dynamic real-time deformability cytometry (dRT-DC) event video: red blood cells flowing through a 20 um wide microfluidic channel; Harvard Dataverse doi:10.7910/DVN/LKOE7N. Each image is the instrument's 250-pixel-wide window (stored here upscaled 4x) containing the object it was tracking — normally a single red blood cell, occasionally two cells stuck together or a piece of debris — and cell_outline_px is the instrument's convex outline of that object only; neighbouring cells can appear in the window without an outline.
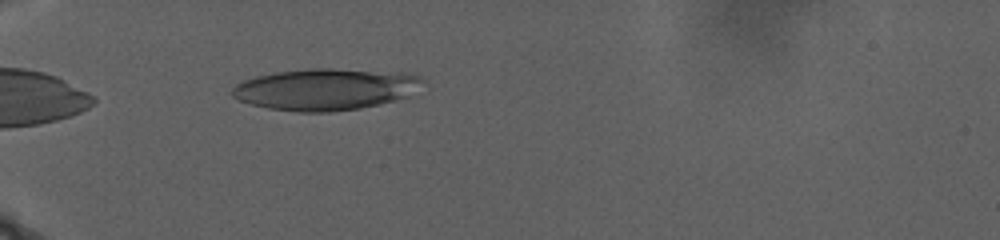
{"species": "human", "species_latin": "Homo sapiens", "temperature_condition": "warm", "stored_images_in_passage": 74, "camera_frame_rate_fps": 3000, "um_per_image_px": 0.085, "donor": {"sex": "male"}, "frame": {"image": 1, "passage_image": 5, "time_ms": 1.0, "image_size_px": [1000, 240], "cell_outline_px": [[424, 80], [408, 96], [380, 104], [360, 108], [332, 112], [296, 112], [268, 108], [252, 104], [240, 100], [232, 96], [232, 88], [236, 84], [244, 80], [256, 76], [276, 72], [308, 68], [332, 68], [408, 72], [420, 76]], "centroid_in_image_um": [27.67, 7.57], "position_along_channel_um": 57.3, "area_um2": 46.36}}
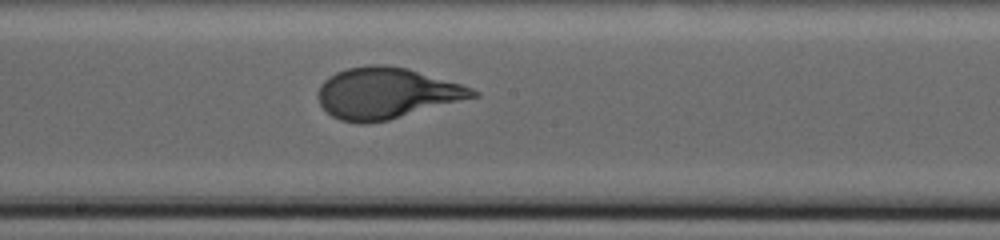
{"frame": {"image": 2, "passage_image": 37, "time_ms": 10.0, "image_size_px": [1000, 240], "cell_outline_px": [[480, 96], [388, 120], [368, 124], [360, 124], [340, 120], [332, 116], [320, 104], [316, 96], [320, 84], [328, 76], [336, 72], [348, 68], [368, 64], [384, 64], [408, 68], [460, 84], [472, 88], [480, 92]], "centroid_in_image_um": [32.83, 7.92], "position_along_channel_um": 215.4, "area_um2": 46.3}}
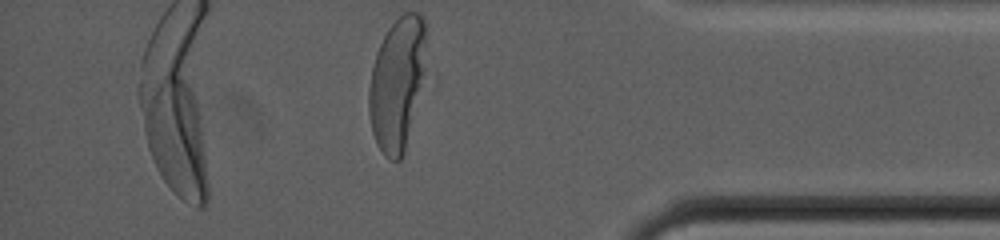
{"frame": {"image": 3, "passage_image": 73, "time_ms": 20.0, "image_size_px": [1000, 240], "cell_outline_px": [[428, 80], [404, 152], [400, 160], [388, 160], [384, 156], [376, 144], [372, 132], [368, 112], [368, 88], [372, 68], [376, 52], [388, 28], [404, 12], [420, 12], [424, 16], [428, 32]], "centroid_in_image_um": [33.86, 7.08], "position_along_channel_um": 401.3, "area_um2": 46.99}, "authors_computed_cell_mechanics": {"area_um2": 45.662, "velocity_mm_per_s": 2.0319, "shape_relaxation_time_tau1_ms": 6.3879, "shape_relaxation_time_tau2_ms": null, "deformation_change_tau1": 0.2317, "deformation_change_tau2": null}}